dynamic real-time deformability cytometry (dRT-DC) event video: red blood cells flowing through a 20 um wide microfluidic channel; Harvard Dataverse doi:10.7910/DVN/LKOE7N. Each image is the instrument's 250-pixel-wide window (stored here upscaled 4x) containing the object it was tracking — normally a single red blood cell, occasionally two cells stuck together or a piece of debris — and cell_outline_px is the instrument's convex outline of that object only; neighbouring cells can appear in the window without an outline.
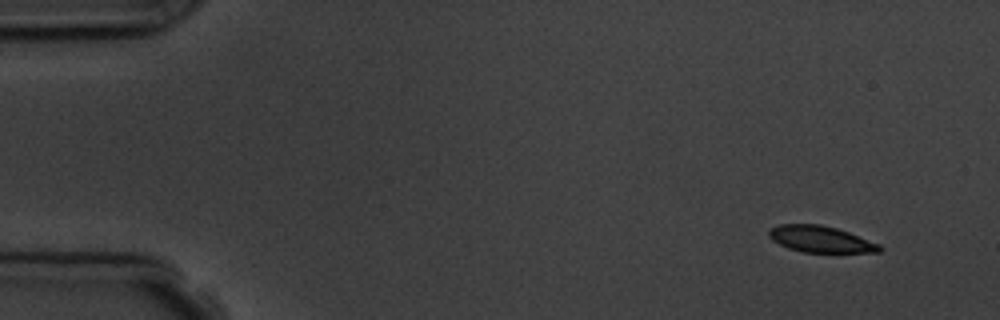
{"species": "common noctule bat (a hibernating species)", "species_latin": "Nyctalus noctula", "temperature_condition": "room temperature", "stored_images_in_passage": 10, "camera_frame_rate_fps": 3000, "um_per_image_px": 0.085, "animal": {"sex": "male", "body_mass_g": 19.5, "forearm_length_mm": 54.6}, "frame": {"image": 1, "passage_image": 1, "time_ms": 0.0, "image_size_px": [1000, 320], "cell_outline_px": [[884, 248], [880, 252], [804, 252], [788, 248], [772, 240], [768, 236], [768, 232], [772, 228], [780, 224], [820, 224], [836, 228], [848, 232], [880, 244]], "centroid_in_image_um": [69.76, 20.33], "position_along_channel_um": 15.2, "area_um2": 16.94}}
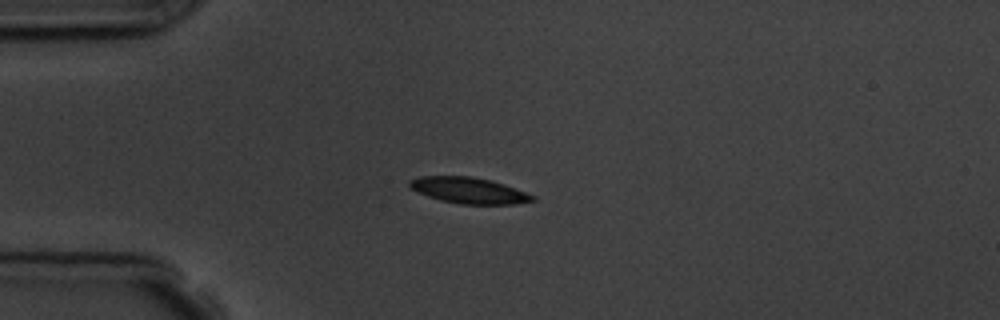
{"frame": {"image": 2, "passage_image": 4, "time_ms": 3.333, "image_size_px": [1000, 320], "cell_outline_px": [[536, 200], [516, 204], [460, 204], [440, 200], [416, 192], [408, 188], [408, 180], [420, 176], [468, 176], [492, 180], [504, 184], [536, 196]], "centroid_in_image_um": [39.82, 16.18], "position_along_channel_um": 45.2, "area_um2": 18.84}}
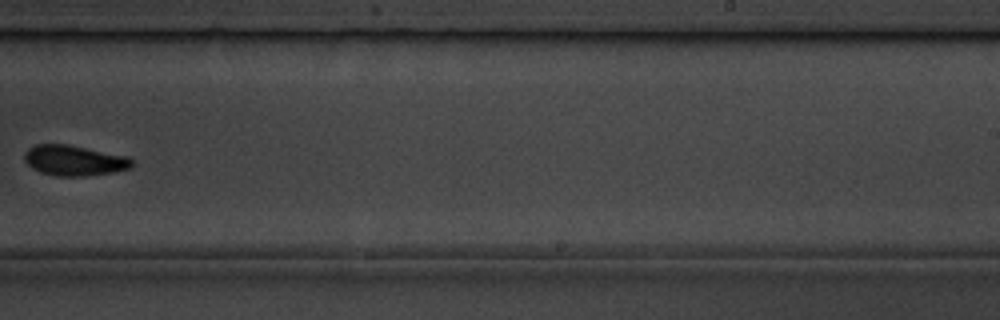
{"frame": {"image": 3, "passage_image": 10, "time_ms": 10.333, "image_size_px": [1000, 320], "cell_outline_px": [[136, 164], [132, 168], [116, 172], [88, 176], [56, 176], [40, 172], [32, 168], [24, 160], [24, 152], [28, 148], [36, 144], [68, 144], [128, 156]], "centroid_in_image_um": [6.35, 13.64], "position_along_channel_um": 282.7, "area_um2": 19.42}}